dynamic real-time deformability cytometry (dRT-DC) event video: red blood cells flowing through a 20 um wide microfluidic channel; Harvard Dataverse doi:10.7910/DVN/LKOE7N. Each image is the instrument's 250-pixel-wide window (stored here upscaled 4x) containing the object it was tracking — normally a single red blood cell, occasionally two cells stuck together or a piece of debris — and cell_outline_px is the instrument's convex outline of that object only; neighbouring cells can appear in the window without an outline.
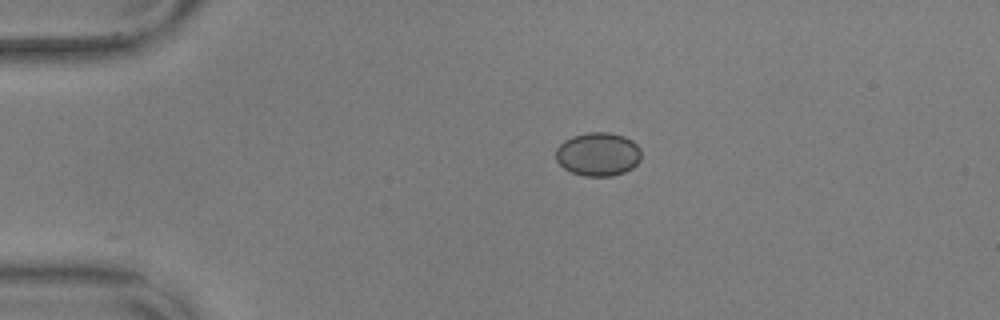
{"species": "common noctule bat (a hibernating species)", "species_latin": "Nyctalus noctula", "temperature_condition": "warm", "stored_images_in_passage": 20, "camera_frame_rate_fps": 3000, "um_per_image_px": 0.085, "animal": {"sex": "male", "body_mass_g": 17.9, "forearm_length_mm": 54.2}, "frame": {"image": 1, "passage_image": 1, "time_ms": 0.0, "image_size_px": [1000, 320], "cell_outline_px": [[640, 160], [632, 168], [624, 172], [612, 176], [584, 176], [572, 172], [564, 168], [556, 160], [556, 148], [564, 140], [572, 136], [588, 132], [608, 132], [624, 136], [632, 140], [640, 148]], "centroid_in_image_um": [50.83, 13.1], "position_along_channel_um": 34.2, "area_um2": 21.73}}
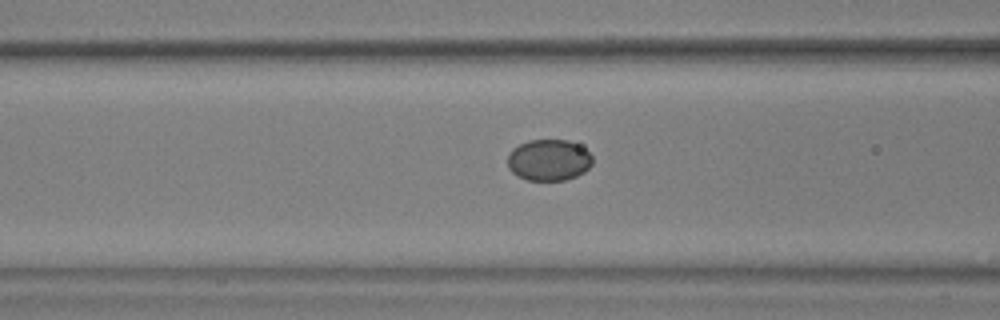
{"frame": {"image": 2, "passage_image": 12, "time_ms": 3.667, "image_size_px": [1000, 320], "cell_outline_px": [[592, 164], [584, 172], [576, 176], [564, 180], [528, 180], [512, 172], [508, 168], [508, 152], [512, 148], [528, 140], [568, 140], [584, 148], [592, 156]], "centroid_in_image_um": [46.64, 13.6], "position_along_channel_um": 120.0, "area_um2": 20.4}}
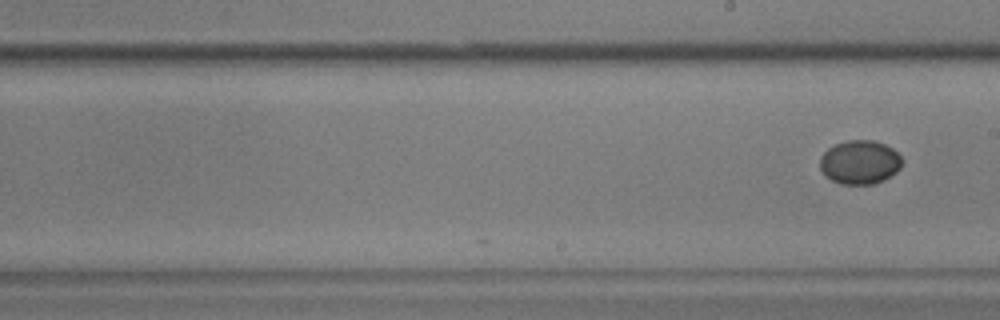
{"frame": {"image": 3, "passage_image": 20, "time_ms": 6.333, "image_size_px": [1000, 320], "cell_outline_px": [[900, 168], [896, 172], [884, 180], [872, 184], [840, 184], [824, 176], [820, 168], [820, 156], [828, 148], [836, 144], [848, 140], [872, 140], [884, 144], [892, 148], [900, 156]], "centroid_in_image_um": [73.05, 13.79], "position_along_channel_um": 216.0, "area_um2": 20.92}}